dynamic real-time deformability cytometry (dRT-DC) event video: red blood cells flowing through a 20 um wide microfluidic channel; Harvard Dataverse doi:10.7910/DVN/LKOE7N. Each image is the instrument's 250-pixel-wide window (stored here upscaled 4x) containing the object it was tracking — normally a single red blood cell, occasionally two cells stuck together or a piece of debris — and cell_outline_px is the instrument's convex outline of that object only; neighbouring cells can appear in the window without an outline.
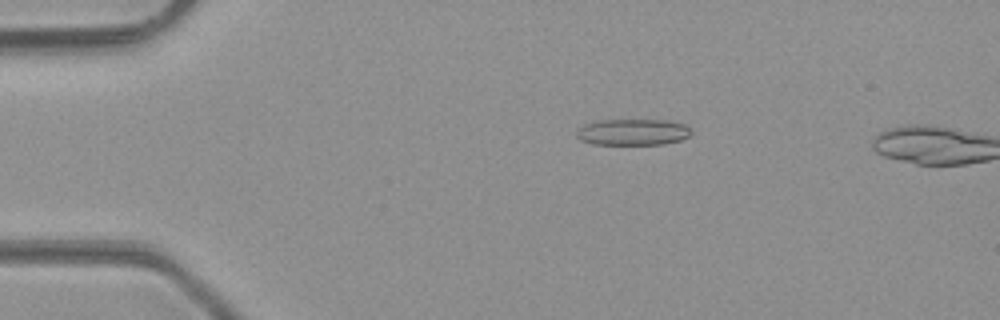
{"species": "common noctule bat (a hibernating species)", "species_latin": "Nyctalus noctula", "temperature_condition": "room temperature", "stored_images_in_passage": 6, "camera_frame_rate_fps": 3000, "um_per_image_px": 0.085, "animal": {"sex": "male", "body_mass_g": 23.1, "forearm_length_mm": 52.7}, "frame": {"image": 1, "passage_image": 4, "time_ms": 1.0, "image_size_px": [1000, 320], "cell_outline_px": [[692, 132], [688, 136], [680, 140], [664, 144], [592, 144], [580, 140], [576, 136], [576, 132], [584, 124], [596, 120], [668, 120], [684, 124]], "centroid_in_image_um": [53.76, 11.22], "position_along_channel_um": 31.2, "area_um2": 17.57}}